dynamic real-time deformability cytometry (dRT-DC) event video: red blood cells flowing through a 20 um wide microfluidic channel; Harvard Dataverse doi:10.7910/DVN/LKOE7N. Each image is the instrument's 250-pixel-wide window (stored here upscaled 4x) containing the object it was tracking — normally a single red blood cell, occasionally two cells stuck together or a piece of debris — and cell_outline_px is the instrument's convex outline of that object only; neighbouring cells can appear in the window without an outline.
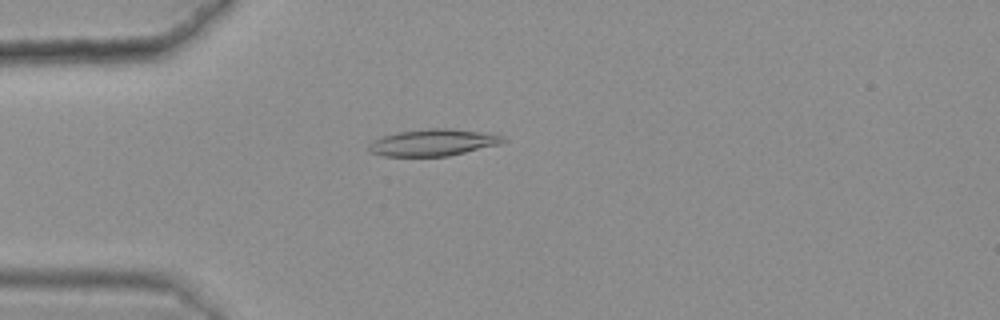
{"species": "common noctule bat (a hibernating species)", "species_latin": "Nyctalus noctula", "temperature_condition": "warm", "stored_images_in_passage": 43, "camera_frame_rate_fps": 3000, "um_per_image_px": 0.085, "animal": {"sex": "female", "body_mass_g": 25.1}, "frame": {"image": 1, "passage_image": 8, "time_ms": 2.333, "image_size_px": [1000, 320], "cell_outline_px": [[508, 140], [500, 144], [448, 156], [384, 156], [368, 152], [368, 144], [372, 140], [396, 132], [428, 128], [452, 128], [496, 132], [504, 136]], "centroid_in_image_um": [36.88, 12.09], "position_along_channel_um": 48.1, "area_um2": 21.5}}
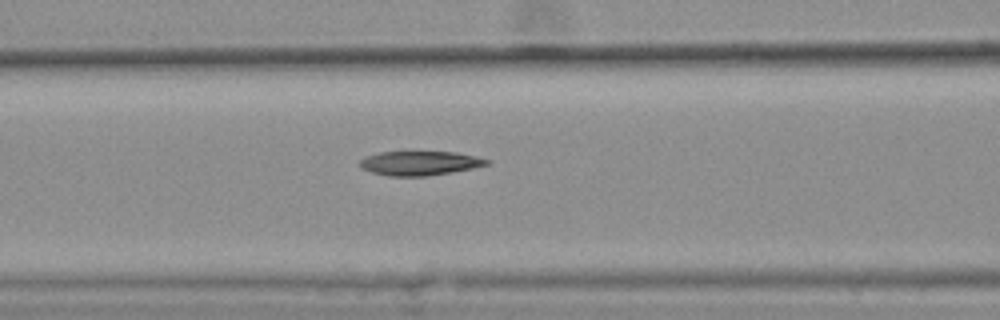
{"frame": {"image": 2, "passage_image": 16, "time_ms": 5.0, "image_size_px": [1000, 320], "cell_outline_px": [[492, 160], [488, 164], [472, 168], [452, 172], [428, 176], [388, 176], [372, 172], [356, 164], [364, 156], [380, 152], [456, 152], [476, 156]], "centroid_in_image_um": [35.67, 13.87], "position_along_channel_um": 130.9, "area_um2": 17.98}}
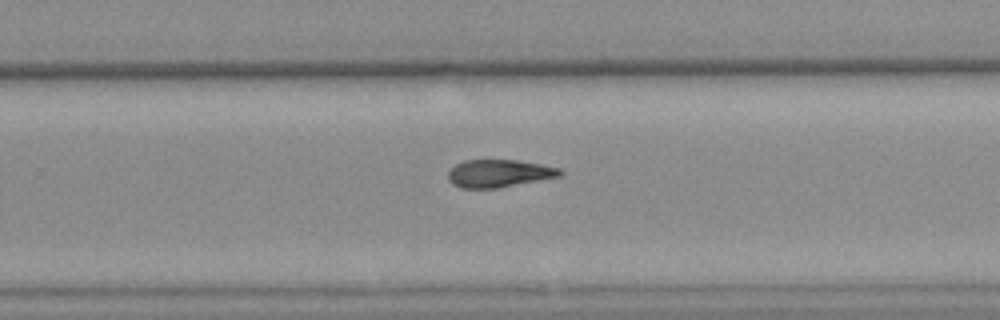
{"frame": {"image": 3, "passage_image": 29, "time_ms": 9.333, "image_size_px": [1000, 320], "cell_outline_px": [[564, 172], [560, 176], [496, 188], [460, 188], [452, 184], [448, 180], [448, 172], [456, 164], [464, 160], [516, 160], [540, 164], [560, 168]], "centroid_in_image_um": [42.39, 14.74], "position_along_channel_um": 287.4, "area_um2": 17.92}}